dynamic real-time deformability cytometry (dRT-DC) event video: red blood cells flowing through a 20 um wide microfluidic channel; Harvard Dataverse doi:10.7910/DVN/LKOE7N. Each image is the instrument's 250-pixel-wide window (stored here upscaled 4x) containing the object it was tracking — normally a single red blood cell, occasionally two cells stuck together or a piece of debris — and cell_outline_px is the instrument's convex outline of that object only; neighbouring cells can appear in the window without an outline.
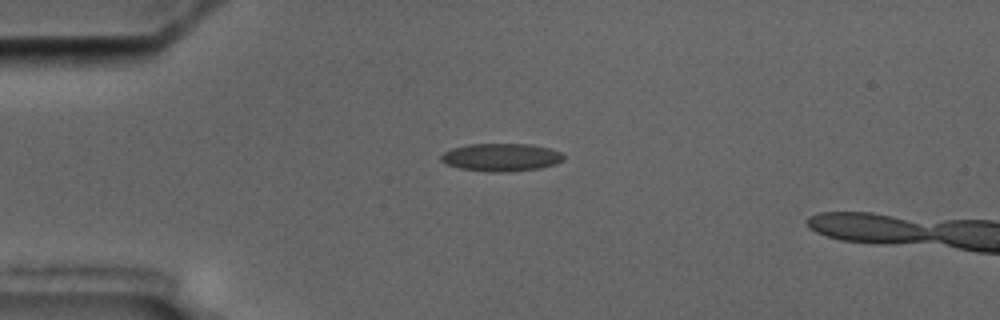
{"species": "common noctule bat (a hibernating species)", "species_latin": "Nyctalus noctula", "temperature_condition": "cold", "stored_images_in_passage": 3, "segment_of_instrument_passage": [1, 2], "camera_frame_rate_fps": 3000, "um_per_image_px": 0.085, "animal": {"sex": "male", "body_mass_g": 17.5, "forearm_length_mm": 52.3}, "frame": {"image": 1, "passage_image": 1, "time_ms": 0.0, "image_size_px": [1000, 320], "cell_outline_px": [[564, 160], [556, 164], [540, 168], [508, 172], [488, 172], [460, 168], [448, 164], [440, 160], [440, 156], [444, 152], [452, 148], [468, 144], [532, 144], [552, 148], [564, 152]], "centroid_in_image_um": [42.66, 13.36], "position_along_channel_um": 42.3, "area_um2": 20.17}}